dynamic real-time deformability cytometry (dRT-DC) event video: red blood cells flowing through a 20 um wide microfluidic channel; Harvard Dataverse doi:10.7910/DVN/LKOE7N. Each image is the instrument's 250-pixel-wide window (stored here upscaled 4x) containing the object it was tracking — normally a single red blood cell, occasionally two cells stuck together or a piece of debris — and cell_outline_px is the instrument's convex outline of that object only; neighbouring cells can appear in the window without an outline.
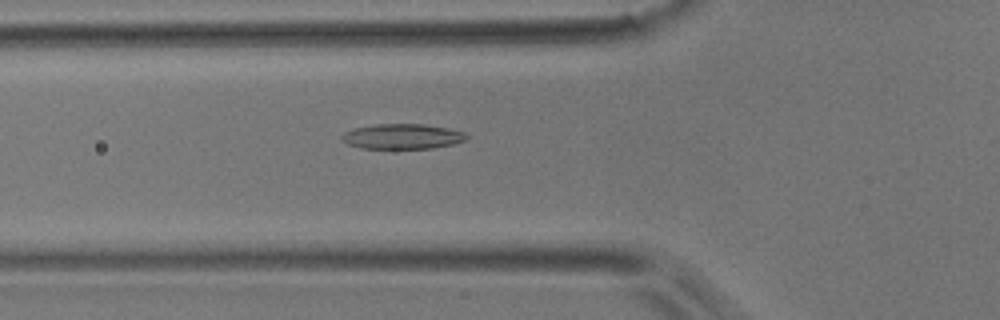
{"species": "common noctule bat (a hibernating species)", "species_latin": "Nyctalus noctula", "temperature_condition": "room temperature", "stored_images_in_passage": 46, "camera_frame_rate_fps": 3000, "um_per_image_px": 0.085, "animal": {"sex": "male", "body_mass_g": 17.9}, "frame": {"image": 1, "passage_image": 13, "time_ms": 4.0, "image_size_px": [1000, 320], "cell_outline_px": [[468, 140], [452, 144], [432, 148], [360, 148], [348, 144], [340, 140], [340, 136], [344, 132], [356, 128], [376, 124], [424, 124], [448, 128], [464, 132], [468, 136]], "centroid_in_image_um": [34.2, 11.59], "position_along_channel_um": 91.6, "area_um2": 18.26}}
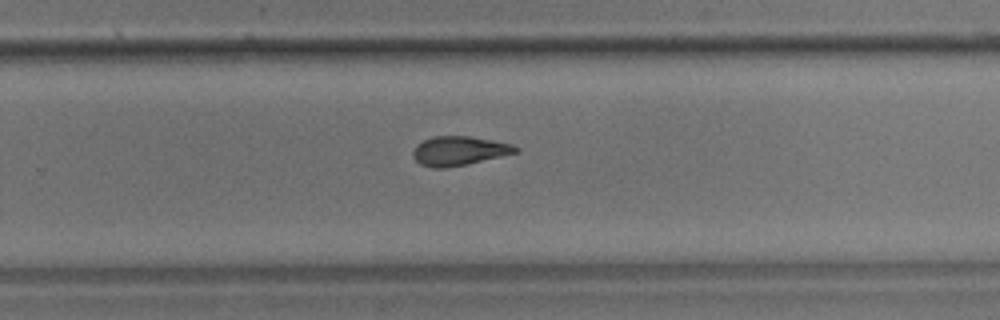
{"frame": {"image": 2, "passage_image": 28, "time_ms": 9.0, "image_size_px": [1000, 320], "cell_outline_px": [[520, 148], [516, 152], [500, 156], [464, 164], [444, 168], [432, 168], [420, 164], [412, 156], [412, 152], [416, 144], [432, 136], [468, 136], [492, 140], [512, 144]], "centroid_in_image_um": [38.96, 12.81], "position_along_channel_um": 290.8, "area_um2": 17.22}}
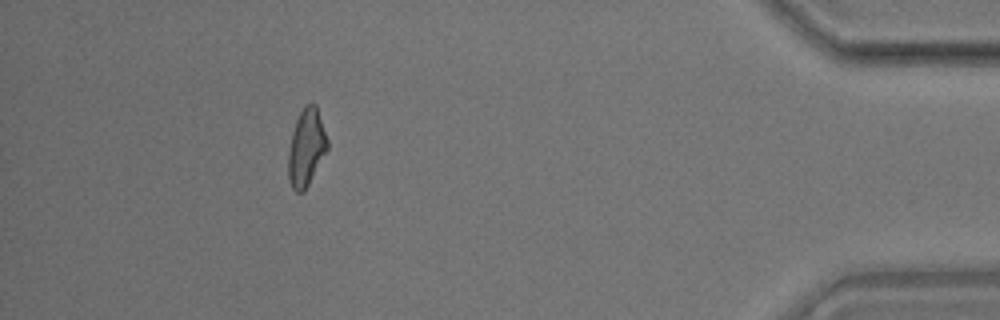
{"frame": {"image": 3, "passage_image": 41, "time_ms": 13.333, "image_size_px": [1000, 320], "cell_outline_px": [[328, 148], [304, 192], [296, 192], [292, 188], [288, 180], [288, 152], [292, 132], [296, 120], [304, 104], [316, 104], [328, 140]], "centroid_in_image_um": [26.02, 12.54], "position_along_channel_um": 409.2, "area_um2": 17.57}, "authors_computed_cell_mechanics": {"area_um2": 17.6868, "velocity_mm_per_s": 3.9744, "shape_relaxation_time_tau1_ms": 5.2484, "shape_relaxation_time_tau2_ms": 3.4601, "deformation_change_tau1": 0.157, "deformation_change_tau2": 0.1161}}